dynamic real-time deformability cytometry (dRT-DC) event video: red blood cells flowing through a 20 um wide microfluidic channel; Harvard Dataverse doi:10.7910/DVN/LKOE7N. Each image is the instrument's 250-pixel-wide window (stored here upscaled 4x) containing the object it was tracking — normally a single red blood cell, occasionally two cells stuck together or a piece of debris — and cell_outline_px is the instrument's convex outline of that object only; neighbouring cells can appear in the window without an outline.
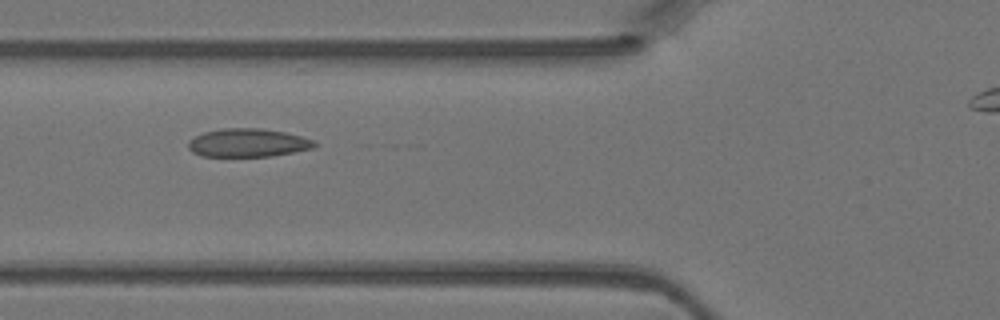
{"species": "Egyptian fruit bat (a non-hibernating species)", "species_latin": "Rousettus aegyptiacus", "temperature_condition": "warm", "stored_images_in_passage": 5, "camera_frame_rate_fps": 3000, "um_per_image_px": 0.085, "animal": {"sex": "female"}, "frame": {"image": 1, "passage_image": 5, "time_ms": 1.333, "image_size_px": [1000, 320], "cell_outline_px": [[316, 144], [312, 148], [272, 156], [200, 156], [192, 152], [188, 148], [188, 140], [204, 132], [220, 128], [260, 128], [284, 132], [316, 140]], "centroid_in_image_um": [21.04, 12.13], "position_along_channel_um": 104.8, "area_um2": 20.81}}